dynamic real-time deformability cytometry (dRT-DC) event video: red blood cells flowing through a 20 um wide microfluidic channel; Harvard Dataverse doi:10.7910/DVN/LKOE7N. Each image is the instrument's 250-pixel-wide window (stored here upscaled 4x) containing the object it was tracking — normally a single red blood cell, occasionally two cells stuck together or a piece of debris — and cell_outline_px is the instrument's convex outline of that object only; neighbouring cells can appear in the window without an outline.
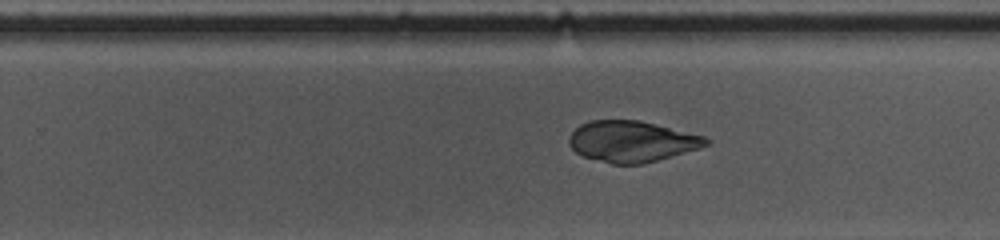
{"species": "common noctule bat (a hibernating species)", "species_latin": "Nyctalus noctula", "temperature_condition": "cold", "stored_images_in_passage": 51, "camera_frame_rate_fps": 3000, "um_per_image_px": 0.085, "animal": {"sex": "female", "body_mass_g": 10.0, "forearm_length_mm": 53.1}, "frame": {"image": 1, "passage_image": 29, "time_ms": 9.333, "image_size_px": [1000, 240], "cell_outline_px": [[712, 140], [708, 144], [700, 148], [644, 164], [612, 164], [584, 156], [576, 152], [568, 144], [568, 136], [580, 124], [592, 120], [640, 120], [704, 136]], "centroid_in_image_um": [53.7, 12.02], "position_along_channel_um": 276.1, "area_um2": 32.77}}